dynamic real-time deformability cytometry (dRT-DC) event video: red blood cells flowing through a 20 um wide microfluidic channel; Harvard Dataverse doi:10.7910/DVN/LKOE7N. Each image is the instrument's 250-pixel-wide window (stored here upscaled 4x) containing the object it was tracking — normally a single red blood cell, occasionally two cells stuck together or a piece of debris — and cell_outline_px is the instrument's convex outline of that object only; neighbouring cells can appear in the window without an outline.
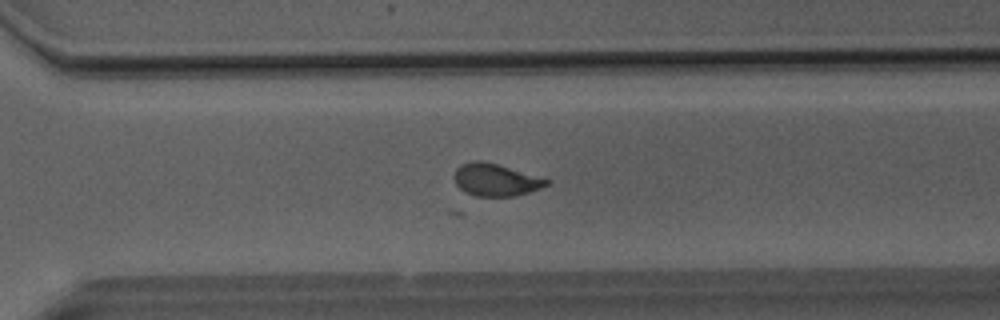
{"species": "Egyptian fruit bat (a non-hibernating species)", "species_latin": "Rousettus aegyptiacus", "temperature_condition": "room temperature", "stored_images_in_passage": 30, "camera_frame_rate_fps": 3000, "um_per_image_px": 0.085, "animal": {"sex": "male"}, "frame": {"image": 1, "passage_image": 20, "time_ms": 6.333, "image_size_px": [1000, 320], "cell_outline_px": [[552, 180], [548, 184], [540, 188], [516, 196], [476, 196], [464, 192], [456, 184], [452, 176], [456, 168], [460, 164], [472, 160], [480, 160], [496, 164]], "centroid_in_image_um": [42.08, 15.28], "position_along_channel_um": 328.5, "area_um2": 17.46}}